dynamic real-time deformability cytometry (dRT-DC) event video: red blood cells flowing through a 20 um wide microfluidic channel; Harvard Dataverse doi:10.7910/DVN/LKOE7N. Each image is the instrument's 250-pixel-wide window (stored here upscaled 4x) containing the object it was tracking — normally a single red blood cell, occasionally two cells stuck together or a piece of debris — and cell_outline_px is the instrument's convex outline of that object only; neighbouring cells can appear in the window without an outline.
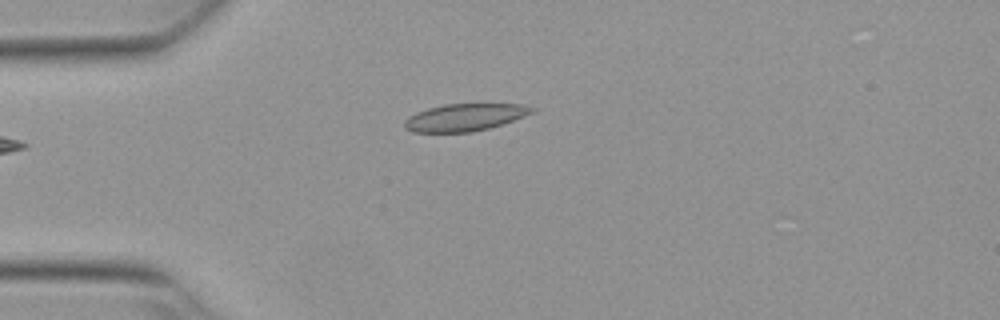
{"species": "Egyptian fruit bat (a non-hibernating species)", "species_latin": "Rousettus aegyptiacus", "temperature_condition": "warm", "stored_images_in_passage": 40, "camera_frame_rate_fps": 3000, "um_per_image_px": 0.085, "animal": {"sex": "female"}, "frame": {"image": 1, "passage_image": 1, "time_ms": 0.0, "image_size_px": [1000, 320], "cell_outline_px": [[536, 112], [488, 128], [472, 132], [412, 132], [404, 128], [404, 120], [408, 116], [416, 112], [428, 108], [444, 104], [524, 104], [536, 108]], "centroid_in_image_um": [39.49, 9.97], "position_along_channel_um": 45.5, "area_um2": 20.29}}
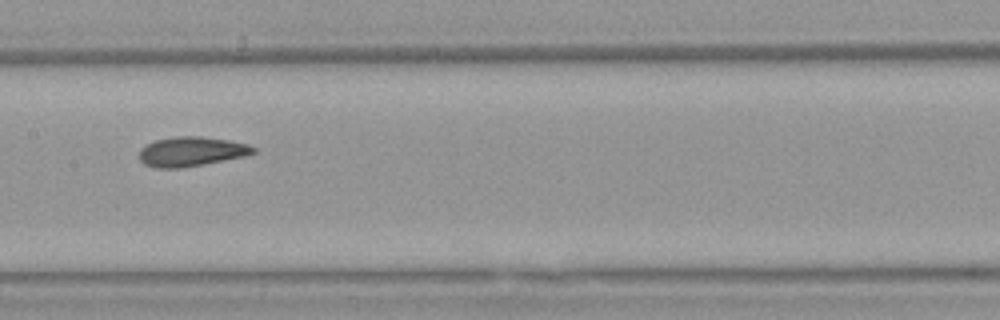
{"frame": {"image": 2, "passage_image": 14, "time_ms": 4.333, "image_size_px": [1000, 320], "cell_outline_px": [[256, 152], [244, 156], [204, 164], [180, 168], [156, 168], [144, 164], [140, 160], [140, 148], [156, 140], [176, 136], [200, 136], [228, 140], [248, 144], [256, 148]], "centroid_in_image_um": [16.27, 12.88], "position_along_channel_um": 191.1, "area_um2": 19.54}}
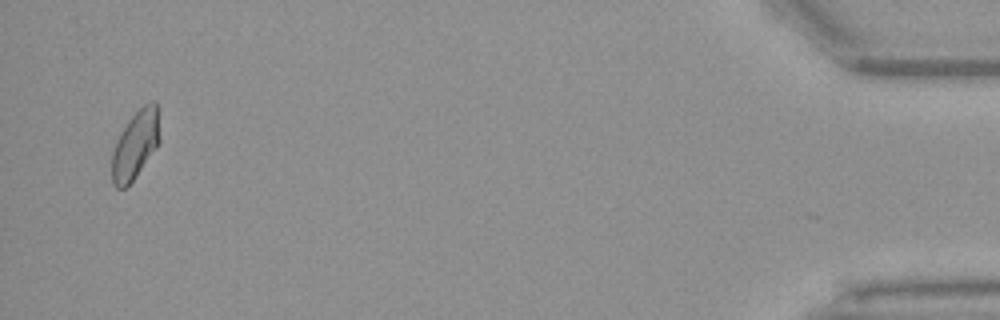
{"frame": {"image": 3, "passage_image": 39, "time_ms": 12.667, "image_size_px": [1000, 320], "cell_outline_px": [[160, 140], [156, 148], [136, 176], [124, 188], [116, 188], [112, 184], [112, 152], [116, 140], [128, 120], [144, 104], [152, 100], [156, 100], [160, 136]], "centroid_in_image_um": [11.51, 12.29], "position_along_channel_um": 423.7, "area_um2": 18.96}, "authors_computed_cell_mechanics": {"area_um2": 19.2185, "velocity_mm_per_s": 3.8123, "shape_relaxation_time_tau1_ms": 10.7187, "shape_relaxation_time_tau2_ms": 2.3979, "deformation_change_tau1": 0.2319, "deformation_change_tau2": 0.0842}}